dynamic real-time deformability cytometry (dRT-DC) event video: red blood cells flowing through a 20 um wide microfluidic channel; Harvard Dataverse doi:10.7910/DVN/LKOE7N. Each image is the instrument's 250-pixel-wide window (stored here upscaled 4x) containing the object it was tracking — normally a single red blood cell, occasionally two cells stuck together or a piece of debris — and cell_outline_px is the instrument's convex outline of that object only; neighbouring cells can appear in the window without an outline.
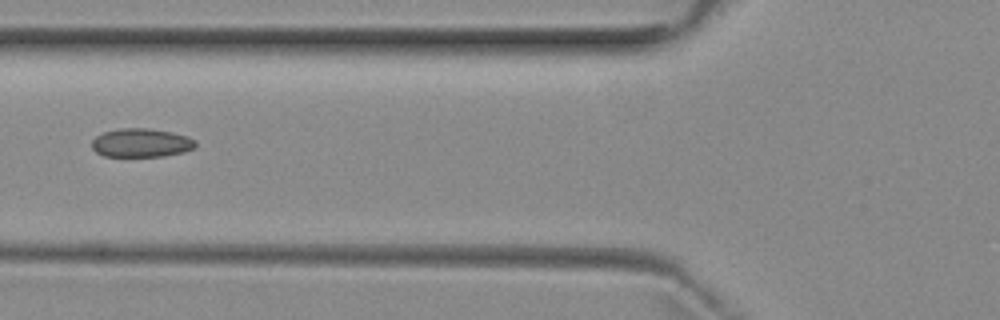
{"species": "common noctule bat (a hibernating species)", "species_latin": "Nyctalus noctula", "temperature_condition": "room temperature", "stored_images_in_passage": 4, "camera_frame_rate_fps": 3000, "um_per_image_px": 0.085, "animal": {"sex": "female", "body_mass_g": 29.2, "forearm_length_mm": 56.3}, "frame": {"image": 1, "passage_image": 3, "time_ms": 2.667, "image_size_px": [1000, 320], "cell_outline_px": [[196, 148], [184, 152], [164, 156], [104, 156], [96, 152], [92, 148], [92, 140], [96, 136], [104, 132], [120, 128], [148, 128], [172, 132], [188, 136], [196, 140]], "centroid_in_image_um": [12.03, 12.14], "position_along_channel_um": 113.8, "area_um2": 17.46}}
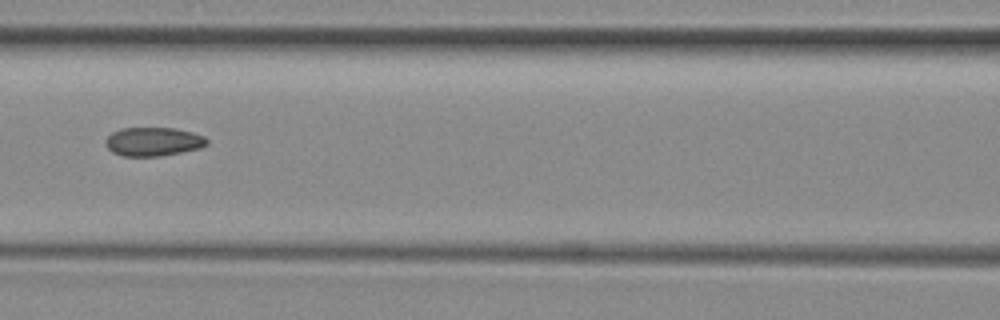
{"frame": {"image": 2, "passage_image": 4, "time_ms": 3.667, "image_size_px": [1000, 320], "cell_outline_px": [[208, 144], [200, 148], [160, 156], [124, 156], [112, 152], [104, 144], [104, 140], [112, 132], [120, 128], [176, 128], [192, 132], [204, 136], [208, 140]], "centroid_in_image_um": [13.01, 12.03], "position_along_channel_um": 153.6, "area_um2": 17.05}}